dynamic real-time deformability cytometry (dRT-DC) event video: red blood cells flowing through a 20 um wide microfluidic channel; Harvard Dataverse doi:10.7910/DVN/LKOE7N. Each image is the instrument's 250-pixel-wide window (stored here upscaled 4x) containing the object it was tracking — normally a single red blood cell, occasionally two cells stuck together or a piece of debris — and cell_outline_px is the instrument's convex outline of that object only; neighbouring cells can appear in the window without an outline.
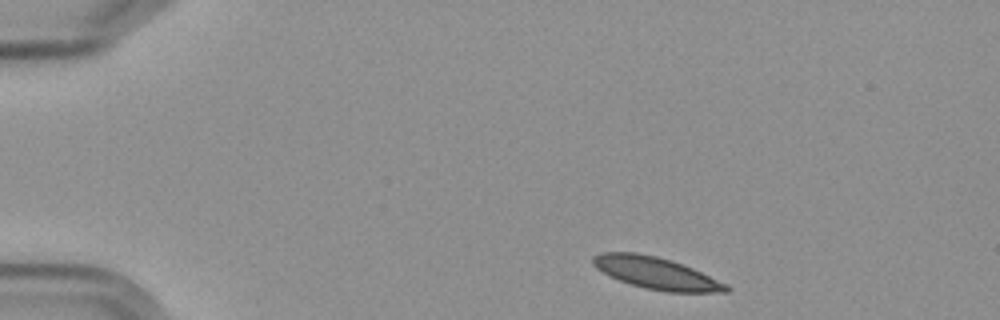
{"species": "Egyptian fruit bat (a non-hibernating species)", "species_latin": "Rousettus aegyptiacus", "temperature_condition": "cold", "stored_images_in_passage": 3, "camera_frame_rate_fps": 3000, "um_per_image_px": 0.085, "frame": {"image": 1, "passage_image": 1, "time_ms": 0.0, "image_size_px": [1000, 320], "cell_outline_px": [[732, 288], [728, 292], [664, 292], [644, 288], [620, 280], [596, 268], [592, 264], [592, 256], [600, 252], [636, 252], [656, 256], [692, 268], [728, 284]], "centroid_in_image_um": [55.78, 23.22], "position_along_channel_um": 29.2, "area_um2": 24.62}}